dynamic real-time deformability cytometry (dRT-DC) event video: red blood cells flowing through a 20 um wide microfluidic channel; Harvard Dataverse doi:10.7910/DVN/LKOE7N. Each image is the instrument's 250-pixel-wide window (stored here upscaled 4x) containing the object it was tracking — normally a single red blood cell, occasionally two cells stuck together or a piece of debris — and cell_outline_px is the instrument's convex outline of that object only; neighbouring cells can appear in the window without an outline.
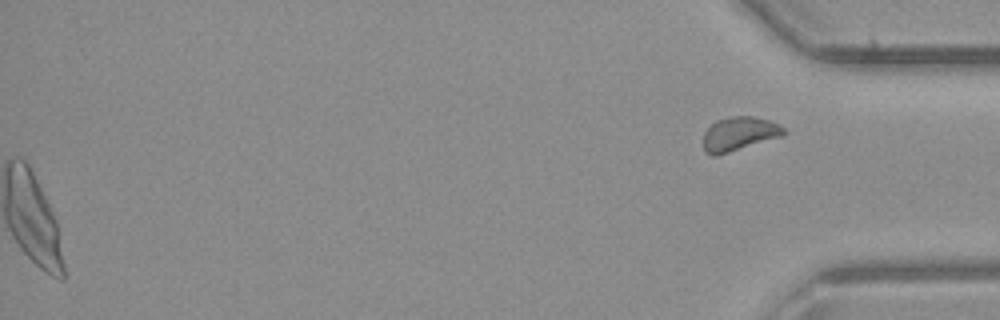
{"species": "common noctule bat (a hibernating species)", "species_latin": "Nyctalus noctula", "temperature_condition": "room temperature", "stored_images_in_passage": 40, "segment_of_instrument_passage": [2, 2], "camera_frame_rate_fps": 3000, "um_per_image_px": 0.085, "animal": {"sex": "male", "body_mass_g": 23.1, "forearm_length_mm": 52.7}, "frame": {"image": 1, "passage_image": 40, "time_ms": 13.0, "image_size_px": [1000, 320], "cell_outline_px": [[788, 132], [780, 136], [716, 156], [712, 156], [704, 152], [704, 132], [716, 120], [732, 116], [752, 116], [768, 120], [784, 128]], "centroid_in_image_um": [62.79, 11.37], "position_along_channel_um": 372.4, "area_um2": 15.61}}